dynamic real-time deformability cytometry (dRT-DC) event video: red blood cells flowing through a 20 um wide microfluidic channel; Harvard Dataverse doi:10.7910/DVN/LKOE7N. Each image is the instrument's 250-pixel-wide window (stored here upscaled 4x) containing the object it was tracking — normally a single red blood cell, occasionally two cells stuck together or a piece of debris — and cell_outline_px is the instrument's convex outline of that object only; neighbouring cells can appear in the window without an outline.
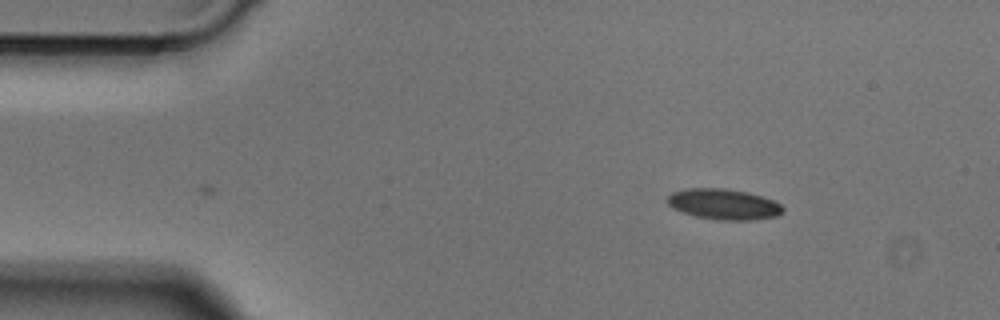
{"species": "Egyptian fruit bat (a non-hibernating species)", "species_latin": "Rousettus aegyptiacus", "temperature_condition": "cold", "stored_images_in_passage": 6, "camera_frame_rate_fps": 3000, "um_per_image_px": 0.085, "animal": {"sex": "male"}, "frame": {"image": 1, "passage_image": 6, "time_ms": 1.667, "image_size_px": [1000, 320], "cell_outline_px": [[784, 212], [776, 216], [752, 220], [720, 220], [696, 216], [680, 212], [672, 208], [668, 204], [668, 196], [672, 192], [688, 188], [724, 188], [748, 192], [772, 200], [780, 204], [784, 208]], "centroid_in_image_um": [61.5, 17.36], "position_along_channel_um": 23.5, "area_um2": 20.63}}